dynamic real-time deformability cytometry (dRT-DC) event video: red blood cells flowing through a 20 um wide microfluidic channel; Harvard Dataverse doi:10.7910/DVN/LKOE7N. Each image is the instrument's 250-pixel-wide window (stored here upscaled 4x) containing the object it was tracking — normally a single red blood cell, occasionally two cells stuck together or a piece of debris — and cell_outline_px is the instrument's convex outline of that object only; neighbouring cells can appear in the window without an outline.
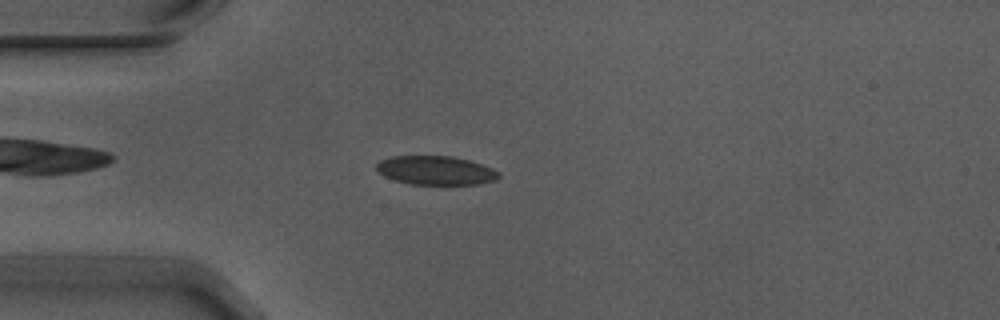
{"species": "Egyptian fruit bat (a non-hibernating species)", "species_latin": "Rousettus aegyptiacus", "temperature_condition": "warm", "stored_images_in_passage": 4, "camera_frame_rate_fps": 3000, "um_per_image_px": 0.085, "animal": {"sex": "male"}, "frame": {"image": 1, "passage_image": 4, "time_ms": 1.0, "image_size_px": [1000, 320], "cell_outline_px": [[500, 176], [496, 180], [480, 184], [408, 184], [384, 176], [376, 168], [376, 164], [380, 160], [392, 156], [452, 156], [468, 160], [492, 168], [500, 172]], "centroid_in_image_um": [37.05, 14.48], "position_along_channel_um": 48.0, "area_um2": 20.52}}